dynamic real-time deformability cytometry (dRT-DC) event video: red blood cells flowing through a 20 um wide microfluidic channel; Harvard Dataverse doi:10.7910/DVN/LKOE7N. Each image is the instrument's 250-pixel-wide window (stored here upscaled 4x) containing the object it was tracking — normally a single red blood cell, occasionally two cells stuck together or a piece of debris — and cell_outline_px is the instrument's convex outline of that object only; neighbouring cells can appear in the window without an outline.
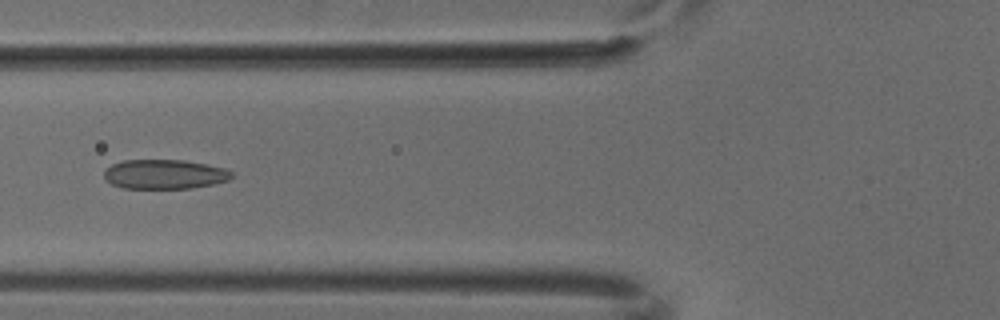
{"species": "common noctule bat (a hibernating species)", "species_latin": "Nyctalus noctula", "temperature_condition": "cold", "stored_images_in_passage": 6, "camera_frame_rate_fps": 3000, "um_per_image_px": 0.085, "animal": {"sex": "male", "body_mass_g": 18.8}, "frame": {"image": 1, "passage_image": 5, "time_ms": 1.333, "image_size_px": [1000, 320], "cell_outline_px": [[232, 176], [228, 180], [212, 184], [192, 188], [124, 188], [112, 184], [104, 180], [104, 172], [112, 164], [124, 160], [184, 160], [208, 164], [224, 168], [232, 172]], "centroid_in_image_um": [13.98, 14.81], "position_along_channel_um": 111.8, "area_um2": 21.85}}
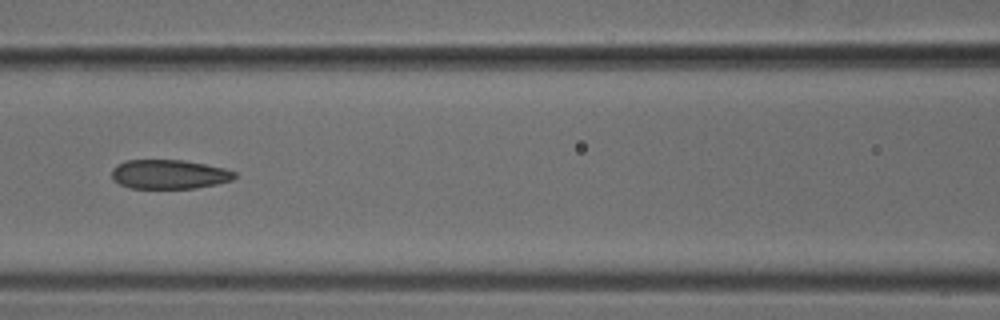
{"frame": {"image": 2, "passage_image": 6, "time_ms": 1.667, "image_size_px": [1000, 320], "cell_outline_px": [[236, 176], [232, 180], [216, 184], [196, 188], [128, 188], [120, 184], [112, 176], [112, 168], [116, 164], [124, 160], [184, 160], [224, 168], [236, 172]], "centroid_in_image_um": [14.37, 14.81], "position_along_channel_um": 152.2, "area_um2": 20.92}}